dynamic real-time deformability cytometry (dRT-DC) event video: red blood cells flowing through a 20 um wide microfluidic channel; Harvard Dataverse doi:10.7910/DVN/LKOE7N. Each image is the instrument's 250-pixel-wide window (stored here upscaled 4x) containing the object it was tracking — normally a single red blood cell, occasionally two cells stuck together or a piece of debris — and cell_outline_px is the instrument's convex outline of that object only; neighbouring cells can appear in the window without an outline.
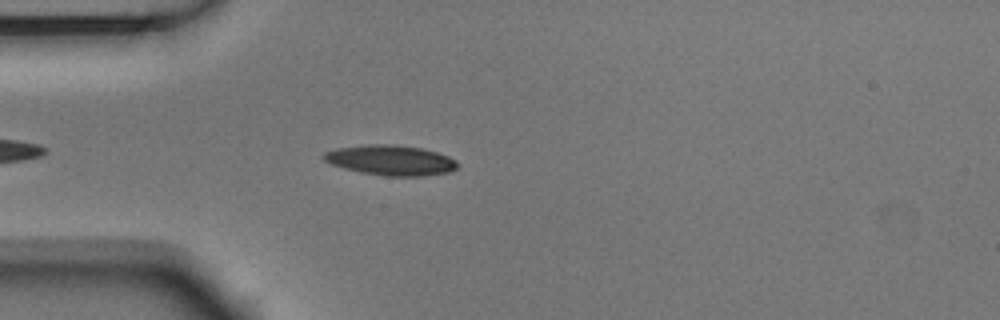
{"species": "Egyptian fruit bat (a non-hibernating species)", "species_latin": "Rousettus aegyptiacus", "temperature_condition": "room temperature", "stored_images_in_passage": 20, "camera_frame_rate_fps": 3000, "um_per_image_px": 0.085, "animal": {"sex": "male"}, "frame": {"image": 1, "passage_image": 6, "time_ms": 1.667, "image_size_px": [1000, 320], "cell_outline_px": [[456, 168], [448, 172], [424, 176], [388, 176], [364, 172], [344, 168], [332, 164], [324, 160], [320, 156], [324, 152], [336, 148], [364, 144], [396, 144], [420, 148], [436, 152], [448, 156], [456, 160]], "centroid_in_image_um": [33.17, 13.6], "position_along_channel_um": 51.8, "area_um2": 23.41}}
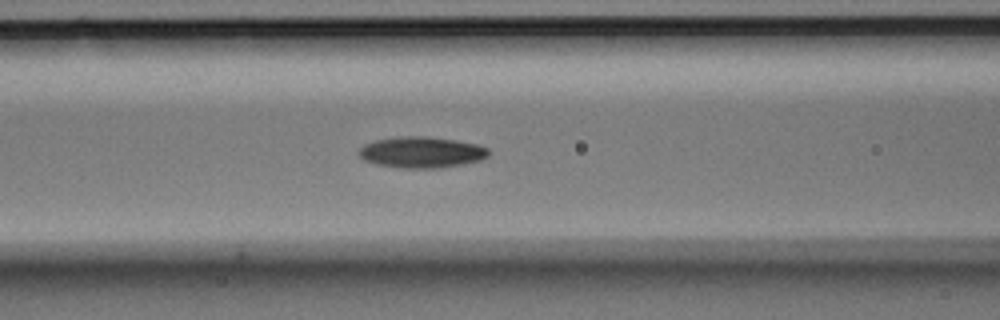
{"frame": {"image": 2, "passage_image": 13, "time_ms": 4.0, "image_size_px": [1000, 320], "cell_outline_px": [[488, 156], [480, 160], [440, 168], [400, 168], [380, 164], [364, 160], [360, 156], [360, 148], [364, 144], [376, 140], [396, 136], [428, 136], [456, 140], [476, 144], [488, 148]], "centroid_in_image_um": [35.83, 12.93], "position_along_channel_um": 130.8, "area_um2": 23.35}}
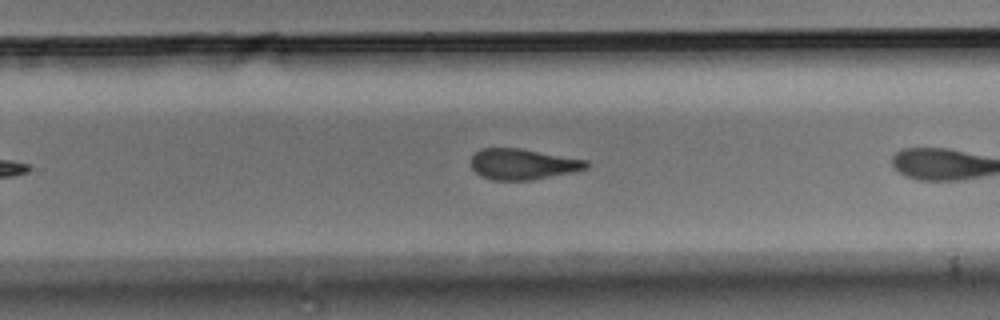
{"frame": {"image": 3, "passage_image": 19, "time_ms": 6.0, "image_size_px": [1000, 320], "cell_outline_px": [[588, 168], [572, 172], [532, 180], [492, 180], [480, 176], [472, 168], [472, 156], [480, 148], [520, 148], [588, 160]], "centroid_in_image_um": [44.44, 13.95], "position_along_channel_um": 285.4, "area_um2": 20.69}}